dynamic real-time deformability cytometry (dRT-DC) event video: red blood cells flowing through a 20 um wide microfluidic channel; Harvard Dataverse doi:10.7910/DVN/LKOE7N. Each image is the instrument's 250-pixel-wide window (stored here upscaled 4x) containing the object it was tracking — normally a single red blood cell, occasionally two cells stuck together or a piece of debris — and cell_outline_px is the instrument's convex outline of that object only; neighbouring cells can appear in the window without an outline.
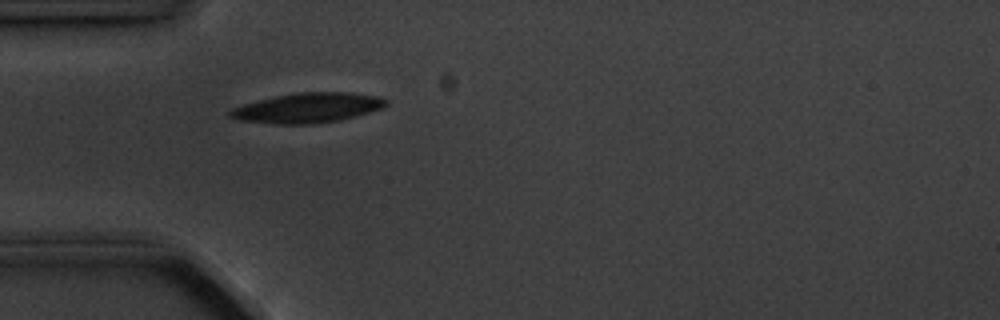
{"species": "common noctule bat (a hibernating species)", "species_latin": "Nyctalus noctula", "temperature_condition": "cold", "stored_images_in_passage": 4, "camera_frame_rate_fps": 3000, "um_per_image_px": 0.085, "animal": {"sex": "male", "body_mass_g": 20.1, "forearm_length_mm": 53.5}, "frame": {"image": 1, "passage_image": 4, "time_ms": 4.333, "image_size_px": [1000, 320], "cell_outline_px": [[388, 104], [384, 108], [340, 120], [312, 124], [276, 124], [236, 120], [228, 116], [228, 112], [232, 108], [244, 104], [276, 96], [296, 92], [352, 92], [380, 96], [388, 100]], "centroid_in_image_um": [26.18, 9.16], "position_along_channel_um": 58.8, "area_um2": 27.34}}